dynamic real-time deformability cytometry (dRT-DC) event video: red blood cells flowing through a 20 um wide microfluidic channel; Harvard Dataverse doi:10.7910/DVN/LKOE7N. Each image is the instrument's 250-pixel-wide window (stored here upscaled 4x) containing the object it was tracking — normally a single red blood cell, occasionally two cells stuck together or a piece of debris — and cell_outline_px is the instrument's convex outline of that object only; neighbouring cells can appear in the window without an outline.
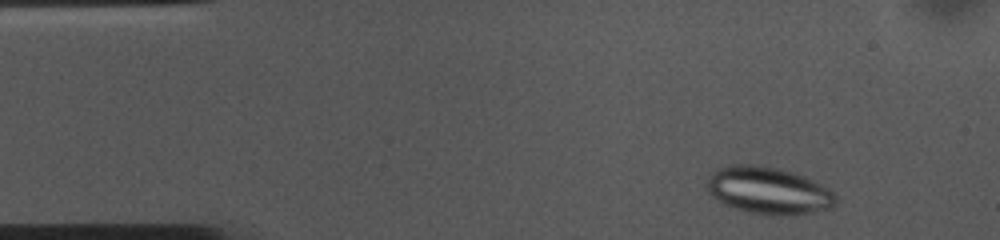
{"species": "common noctule bat (a hibernating species)", "species_latin": "Nyctalus noctula", "temperature_condition": "cold", "stored_images_in_passage": 49, "camera_frame_rate_fps": 3000, "um_per_image_px": 0.085, "animal": {"sex": "female", "body_mass_g": 10.0, "forearm_length_mm": 53.1}, "frame": {"image": 1, "passage_image": 3, "time_ms": 0.667, "image_size_px": [1000, 240], "cell_outline_px": [[836, 200], [832, 208], [808, 212], [752, 212], [736, 208], [724, 204], [712, 196], [708, 192], [708, 176], [716, 168], [736, 164], [756, 164], [776, 168], [792, 172], [804, 176], [828, 188], [836, 196]], "centroid_in_image_um": [65.27, 16.13], "position_along_channel_um": 19.7, "area_um2": 34.16}}
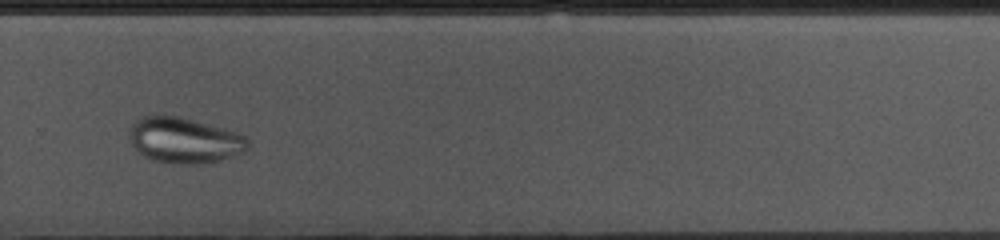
{"frame": {"image": 2, "passage_image": 33, "time_ms": 10.667, "image_size_px": [1000, 240], "cell_outline_px": [[248, 148], [244, 152], [236, 156], [220, 160], [196, 164], [180, 164], [156, 160], [144, 156], [132, 144], [132, 124], [136, 120], [144, 116], [156, 112], [180, 116], [224, 128], [236, 132], [244, 136], [248, 140]], "centroid_in_image_um": [15.7, 11.89], "position_along_channel_um": 314.1, "area_um2": 31.56}}
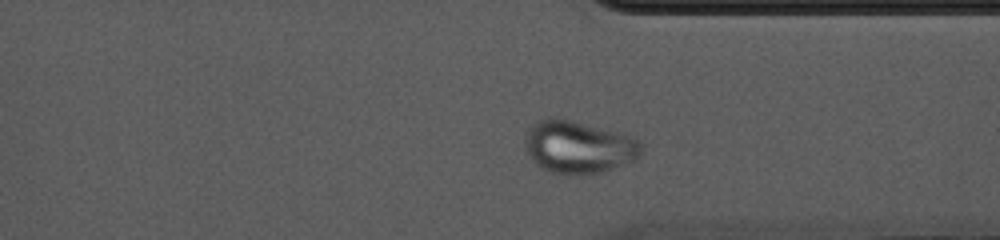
{"frame": {"image": 3, "passage_image": 37, "time_ms": 12.0, "image_size_px": [1000, 240], "cell_outline_px": [[640, 156], [600, 172], [576, 176], [572, 176], [548, 172], [536, 164], [532, 160], [524, 144], [524, 136], [532, 124], [536, 120], [548, 116], [556, 116], [632, 136], [640, 140]], "centroid_in_image_um": [49.08, 12.48], "position_along_channel_um": 362.3, "area_um2": 35.72}}